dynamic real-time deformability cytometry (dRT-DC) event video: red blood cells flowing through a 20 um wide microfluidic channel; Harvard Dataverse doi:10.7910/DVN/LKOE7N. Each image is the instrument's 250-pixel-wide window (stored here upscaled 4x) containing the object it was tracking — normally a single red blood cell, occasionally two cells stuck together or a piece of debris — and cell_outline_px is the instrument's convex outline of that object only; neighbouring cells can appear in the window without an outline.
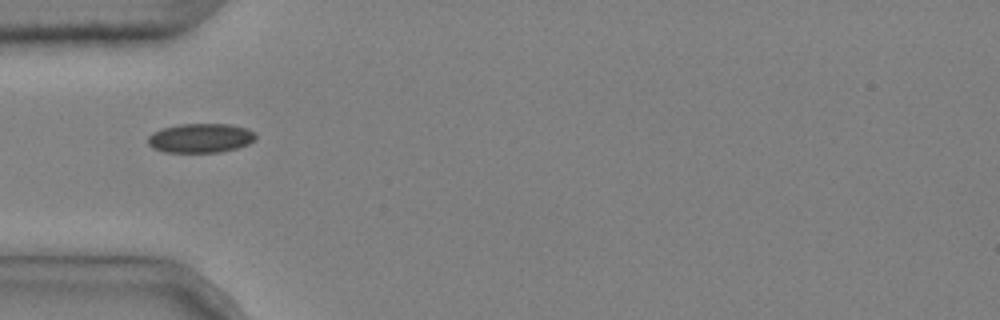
{"species": "common noctule bat (a hibernating species)", "species_latin": "Nyctalus noctula", "temperature_condition": "cold", "stored_images_in_passage": 6, "camera_frame_rate_fps": 3000, "um_per_image_px": 0.085, "animal": {"sex": "male", "body_mass_g": 20.4}, "frame": {"image": 1, "passage_image": 5, "time_ms": 1.333, "image_size_px": [1000, 320], "cell_outline_px": [[256, 140], [248, 144], [236, 148], [220, 152], [164, 152], [152, 148], [148, 144], [148, 136], [152, 132], [164, 128], [180, 124], [228, 124], [248, 128], [256, 132]], "centroid_in_image_um": [17.07, 11.73], "position_along_channel_um": 67.9, "area_um2": 18.5}}